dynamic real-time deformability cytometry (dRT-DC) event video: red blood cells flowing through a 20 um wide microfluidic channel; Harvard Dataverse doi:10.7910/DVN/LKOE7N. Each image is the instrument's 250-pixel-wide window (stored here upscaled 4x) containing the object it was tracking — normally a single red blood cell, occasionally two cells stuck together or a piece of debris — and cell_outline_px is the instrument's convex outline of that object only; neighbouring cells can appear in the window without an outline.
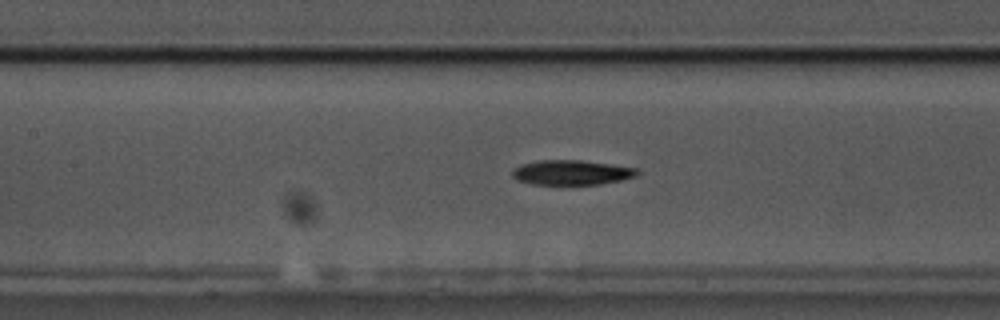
{"species": "common noctule bat (a hibernating species)", "species_latin": "Nyctalus noctula", "temperature_condition": "cold", "stored_images_in_passage": 55, "camera_frame_rate_fps": 3000, "um_per_image_px": 0.085, "animal": {"sex": "male", "body_mass_g": 17.5, "forearm_length_mm": 52.3}, "frame": {"image": 1, "passage_image": 24, "time_ms": 7.667, "image_size_px": [1000, 320], "cell_outline_px": [[640, 172], [636, 176], [620, 180], [600, 184], [532, 184], [516, 180], [512, 176], [512, 168], [520, 164], [536, 160], [580, 160], [612, 164], [640, 168]], "centroid_in_image_um": [48.57, 14.65], "position_along_channel_um": 158.8, "area_um2": 18.26}}
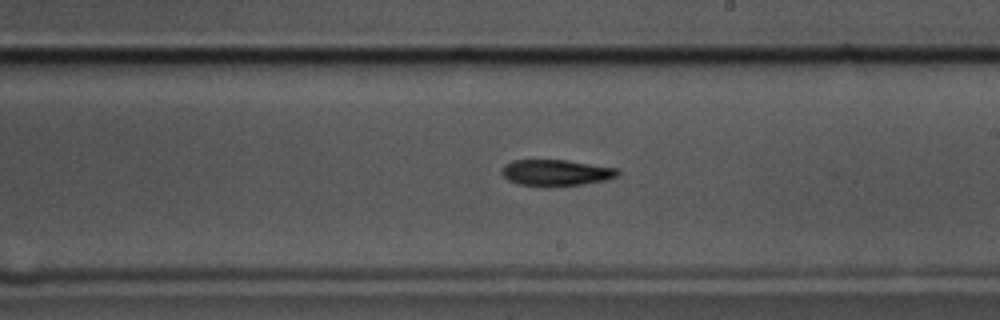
{"frame": {"image": 2, "passage_image": 31, "time_ms": 10.0, "image_size_px": [1000, 320], "cell_outline_px": [[620, 172], [616, 176], [604, 180], [584, 184], [544, 188], [540, 188], [516, 184], [508, 180], [500, 172], [504, 164], [512, 160], [568, 160], [620, 168]], "centroid_in_image_um": [47.23, 14.7], "position_along_channel_um": 241.8, "area_um2": 18.32}}
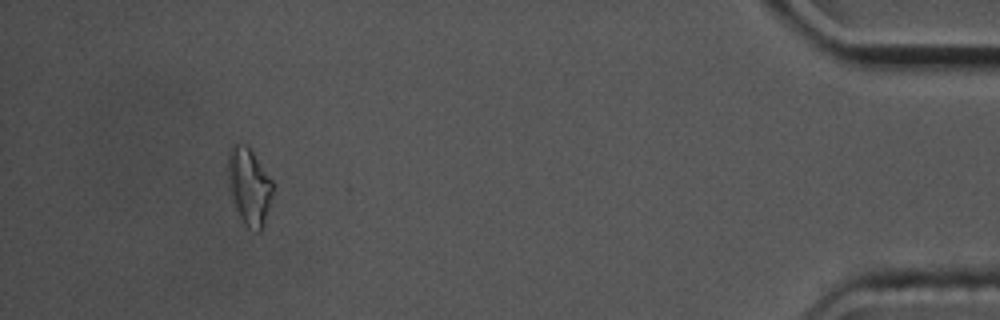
{"frame": {"image": 3, "passage_image": 51, "time_ms": 16.667, "image_size_px": [1000, 320], "cell_outline_px": [[272, 192], [264, 224], [260, 232], [256, 232], [248, 228], [240, 220], [228, 188], [228, 152], [232, 144], [244, 144], [252, 152], [272, 180]], "centroid_in_image_um": [21.14, 15.88], "position_along_channel_um": 414.1, "area_um2": 19.94}}